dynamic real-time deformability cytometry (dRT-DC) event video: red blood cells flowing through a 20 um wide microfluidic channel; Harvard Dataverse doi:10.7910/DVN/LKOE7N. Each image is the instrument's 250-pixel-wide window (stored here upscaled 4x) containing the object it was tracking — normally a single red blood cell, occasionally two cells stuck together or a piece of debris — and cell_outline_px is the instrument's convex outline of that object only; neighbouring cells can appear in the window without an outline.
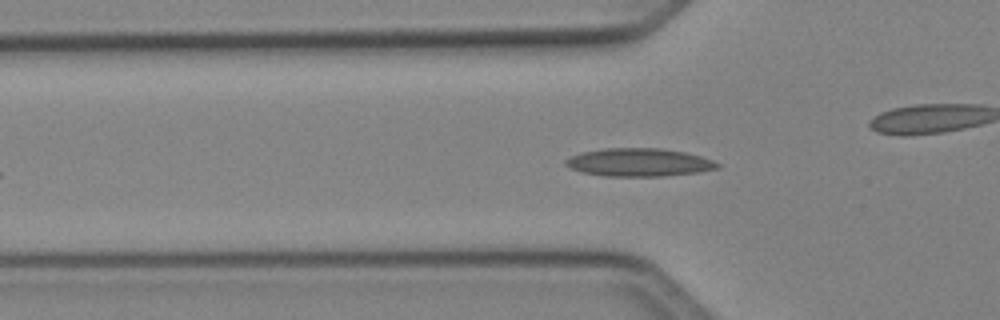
{"species": "Egyptian fruit bat (a non-hibernating species)", "species_latin": "Rousettus aegyptiacus", "temperature_condition": "cold", "stored_images_in_passage": 37, "camera_frame_rate_fps": 3000, "um_per_image_px": 0.085, "animal": {"sex": "female"}, "frame": {"image": 1, "passage_image": 8, "time_ms": 2.333, "image_size_px": [1000, 320], "cell_outline_px": [[720, 168], [696, 172], [660, 176], [604, 176], [580, 172], [564, 164], [564, 160], [572, 156], [584, 152], [604, 148], [660, 148], [684, 152], [700, 156], [712, 160], [720, 164]], "centroid_in_image_um": [54.3, 13.8], "position_along_channel_um": 71.5, "area_um2": 24.62}}
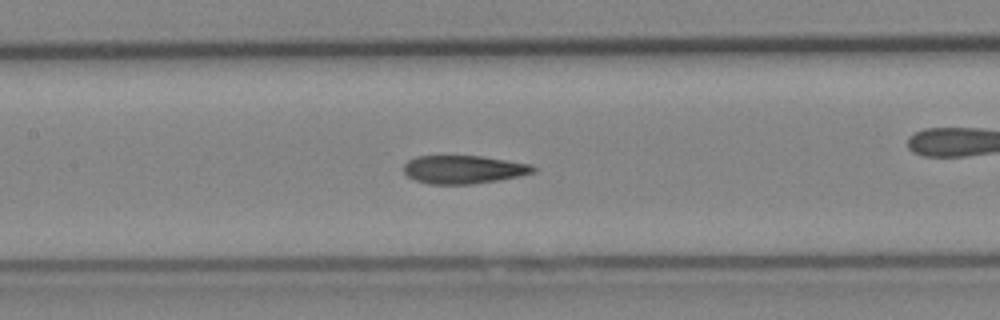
{"frame": {"image": 2, "passage_image": 15, "time_ms": 4.667, "image_size_px": [1000, 320], "cell_outline_px": [[536, 172], [520, 176], [472, 184], [428, 184], [416, 180], [408, 176], [404, 172], [404, 164], [408, 160], [416, 156], [480, 156], [532, 164], [536, 168]], "centroid_in_image_um": [39.41, 14.4], "position_along_channel_um": 168.0, "area_um2": 21.27}}
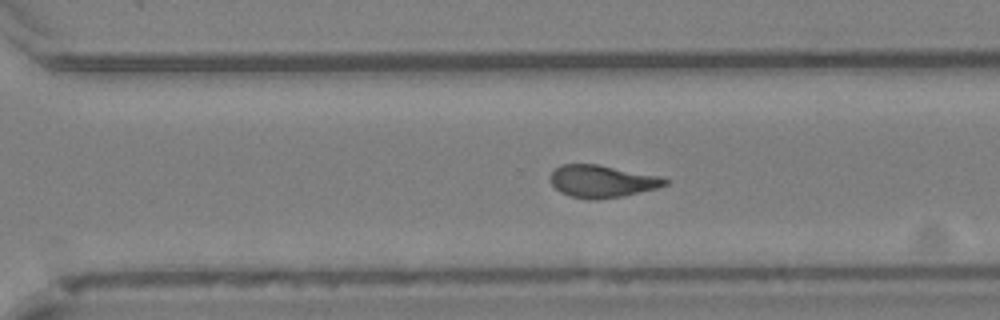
{"frame": {"image": 3, "passage_image": 26, "time_ms": 8.333, "image_size_px": [1000, 320], "cell_outline_px": [[668, 184], [656, 188], [620, 196], [596, 200], [592, 200], [568, 196], [560, 192], [552, 184], [552, 172], [560, 164], [596, 164], [656, 176], [668, 180]], "centroid_in_image_um": [51.12, 15.42], "position_along_channel_um": 319.5, "area_um2": 21.1}, "authors_computed_cell_mechanics": {"area_um2": 21.964, "velocity_mm_per_s": 4.154, "shape_relaxation_time_tau1_ms": null, "shape_relaxation_time_tau2_ms": 2.2767, "deformation_change_tau1": null, "deformation_change_tau2": 0.0916}}